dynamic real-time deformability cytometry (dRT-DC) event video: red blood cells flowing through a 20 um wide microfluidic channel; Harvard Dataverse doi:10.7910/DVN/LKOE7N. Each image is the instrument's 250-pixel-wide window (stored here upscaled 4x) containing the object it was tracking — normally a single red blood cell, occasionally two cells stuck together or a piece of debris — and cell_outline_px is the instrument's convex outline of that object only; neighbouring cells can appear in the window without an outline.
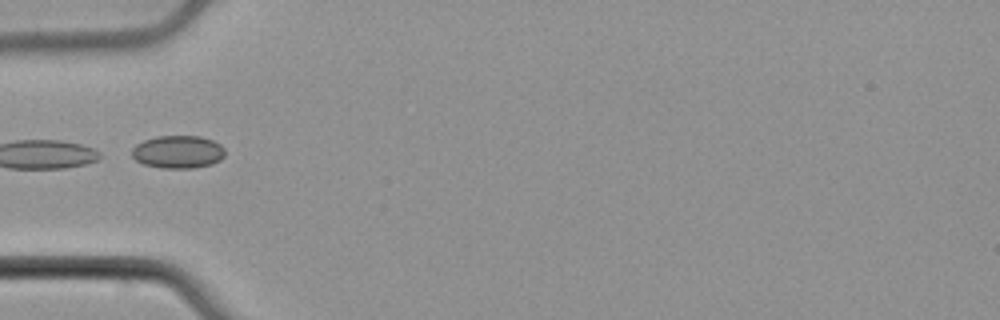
{"species": "common noctule bat (a hibernating species)", "species_latin": "Nyctalus noctula", "temperature_condition": "cold", "stored_images_in_passage": 35, "camera_frame_rate_fps": 3000, "um_per_image_px": 0.085, "animal": {"sex": "male", "body_mass_g": 21.5, "forearm_length_mm": 52.0}, "frame": {"image": 1, "passage_image": 1, "time_ms": 0.0, "image_size_px": [1000, 320], "cell_outline_px": [[224, 156], [220, 160], [212, 164], [192, 168], [160, 168], [144, 164], [136, 160], [132, 156], [132, 148], [136, 144], [144, 140], [156, 136], [200, 136], [212, 140], [220, 144], [224, 148]], "centroid_in_image_um": [15.12, 12.91], "position_along_channel_um": 69.9, "area_um2": 17.86}}